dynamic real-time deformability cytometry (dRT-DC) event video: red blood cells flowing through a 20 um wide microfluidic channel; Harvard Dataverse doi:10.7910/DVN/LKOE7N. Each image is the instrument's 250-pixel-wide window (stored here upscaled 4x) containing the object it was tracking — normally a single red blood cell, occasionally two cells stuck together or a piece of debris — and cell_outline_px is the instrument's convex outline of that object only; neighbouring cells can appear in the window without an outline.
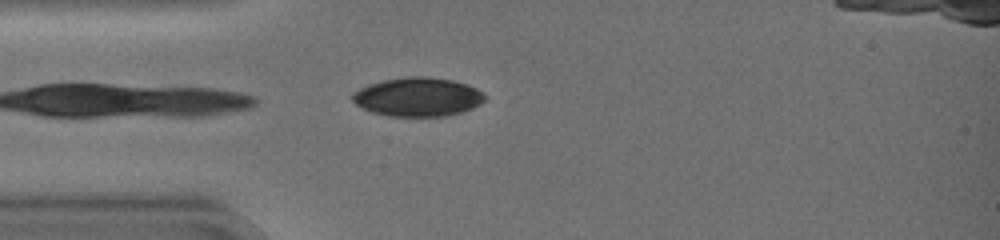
{"species": "common noctule bat (a hibernating species)", "species_latin": "Nyctalus noctula", "temperature_condition": "warm", "stored_images_in_passage": 24, "camera_frame_rate_fps": 3000, "um_per_image_px": 0.085, "animal": {"sex": "female", "body_mass_g": 19.0, "forearm_length_mm": 51.5}, "frame": {"image": 1, "passage_image": 1, "time_ms": 0.0, "image_size_px": [1000, 240], "cell_outline_px": [[484, 100], [480, 104], [472, 108], [460, 112], [444, 116], [388, 116], [372, 112], [356, 104], [352, 100], [352, 92], [368, 84], [384, 80], [408, 76], [428, 76], [452, 80], [468, 84], [476, 88], [484, 96]], "centroid_in_image_um": [35.49, 8.23], "position_along_channel_um": 49.5, "area_um2": 29.88}}